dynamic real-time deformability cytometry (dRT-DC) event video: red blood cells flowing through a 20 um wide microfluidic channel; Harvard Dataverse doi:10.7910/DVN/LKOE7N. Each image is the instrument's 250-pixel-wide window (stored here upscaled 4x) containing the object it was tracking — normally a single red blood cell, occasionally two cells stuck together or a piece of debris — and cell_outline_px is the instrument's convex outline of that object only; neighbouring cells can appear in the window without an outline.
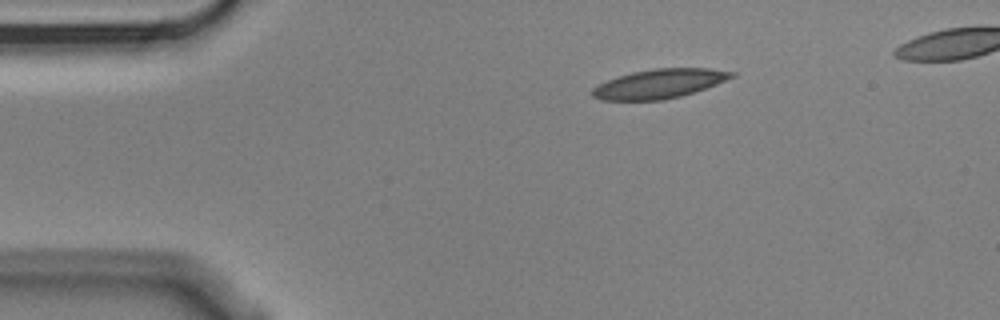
{"species": "Egyptian fruit bat (a non-hibernating species)", "species_latin": "Rousettus aegyptiacus", "temperature_condition": "cold", "stored_images_in_passage": 5, "camera_frame_rate_fps": 3000, "um_per_image_px": 0.085, "animal": {"sex": "male"}, "frame": {"image": 1, "passage_image": 1, "time_ms": 0.0, "image_size_px": [1000, 320], "cell_outline_px": [[736, 76], [716, 84], [680, 96], [664, 100], [600, 100], [592, 96], [592, 88], [608, 80], [632, 72], [652, 68], [712, 68], [736, 72]], "centroid_in_image_um": [56.06, 7.11], "position_along_channel_um": 28.9, "area_um2": 23.58}}
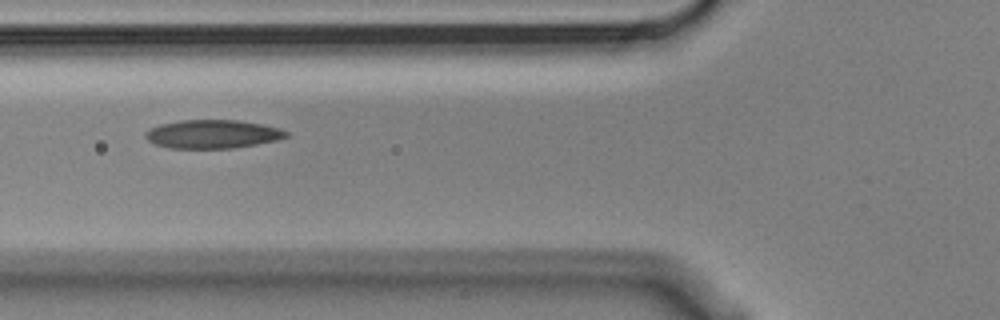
{"frame": {"image": 2, "passage_image": 4, "time_ms": 1.0, "image_size_px": [1000, 320], "cell_outline_px": [[288, 136], [276, 140], [256, 144], [232, 148], [168, 148], [152, 144], [144, 136], [144, 132], [148, 128], [160, 124], [180, 120], [236, 120], [264, 124], [280, 128], [288, 132]], "centroid_in_image_um": [18.02, 11.39], "position_along_channel_um": 107.8, "area_um2": 23.58}}
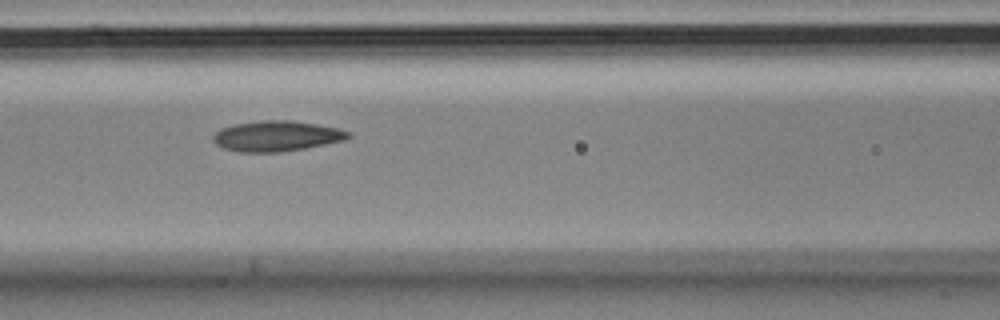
{"frame": {"image": 3, "passage_image": 5, "time_ms": 1.333, "image_size_px": [1000, 320], "cell_outline_px": [[352, 136], [344, 140], [304, 148], [276, 152], [240, 152], [224, 148], [216, 144], [212, 140], [212, 136], [220, 128], [236, 124], [260, 120], [292, 120], [340, 128], [352, 132]], "centroid_in_image_um": [23.52, 11.55], "position_along_channel_um": 143.1, "area_um2": 23.99}}